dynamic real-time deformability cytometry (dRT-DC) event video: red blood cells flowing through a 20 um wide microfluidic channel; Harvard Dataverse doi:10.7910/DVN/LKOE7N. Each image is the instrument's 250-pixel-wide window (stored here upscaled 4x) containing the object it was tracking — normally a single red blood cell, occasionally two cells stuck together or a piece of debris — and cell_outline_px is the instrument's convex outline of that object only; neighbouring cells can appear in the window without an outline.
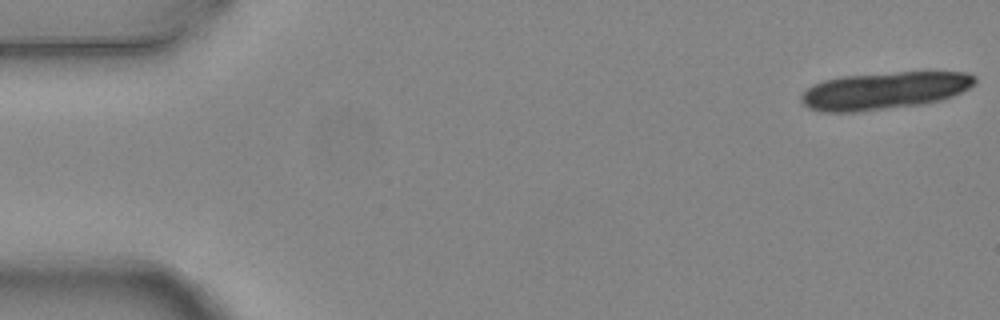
{"species": "common noctule bat (a hibernating species)", "species_latin": "Nyctalus noctula", "temperature_condition": "warm", "stored_images_in_passage": 6, "camera_frame_rate_fps": 3000, "um_per_image_px": 0.085, "animal": {"sex": "female", "body_mass_g": 24.6, "forearm_length_mm": 56.2}, "frame": {"image": 1, "passage_image": 1, "time_ms": 0.0, "image_size_px": [1000, 320], "cell_outline_px": [[976, 84], [944, 100], [924, 104], [856, 112], [820, 112], [808, 108], [800, 100], [800, 96], [812, 84], [824, 80], [844, 76], [896, 72], [968, 72], [976, 76]], "centroid_in_image_um": [75.18, 7.71], "position_along_channel_um": 9.8, "area_um2": 38.03}}
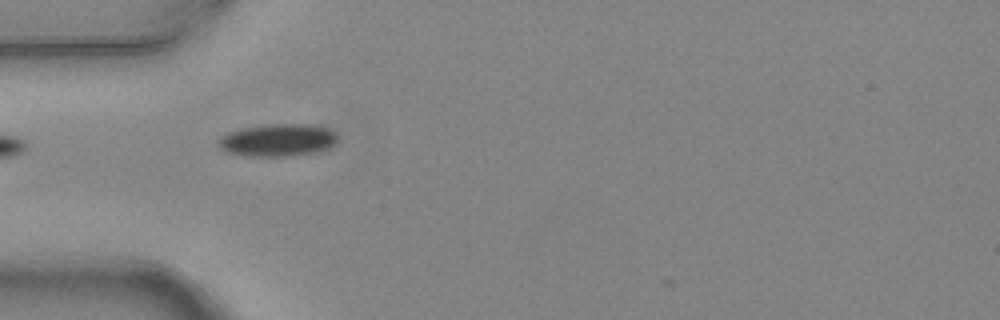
{"frame": {"image": 2, "passage_image": 5, "time_ms": 1.333, "image_size_px": [1000, 320], "cell_outline_px": [[336, 144], [320, 152], [296, 156], [252, 156], [228, 152], [220, 148], [216, 144], [216, 140], [220, 136], [228, 132], [240, 128], [268, 124], [308, 124], [328, 128], [336, 132]], "centroid_in_image_um": [23.61, 11.91], "position_along_channel_um": 61.4, "area_um2": 22.95}}
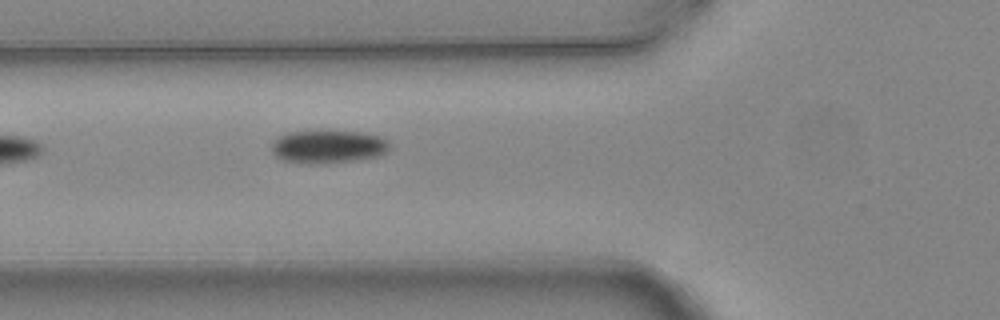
{"frame": {"image": 3, "passage_image": 6, "time_ms": 1.667, "image_size_px": [1000, 320], "cell_outline_px": [[388, 148], [384, 152], [376, 156], [352, 160], [324, 164], [308, 164], [284, 160], [276, 156], [272, 152], [272, 144], [276, 136], [288, 132], [360, 132], [384, 136], [388, 144]], "centroid_in_image_um": [27.85, 12.47], "position_along_channel_um": 98.0, "area_um2": 22.43}}